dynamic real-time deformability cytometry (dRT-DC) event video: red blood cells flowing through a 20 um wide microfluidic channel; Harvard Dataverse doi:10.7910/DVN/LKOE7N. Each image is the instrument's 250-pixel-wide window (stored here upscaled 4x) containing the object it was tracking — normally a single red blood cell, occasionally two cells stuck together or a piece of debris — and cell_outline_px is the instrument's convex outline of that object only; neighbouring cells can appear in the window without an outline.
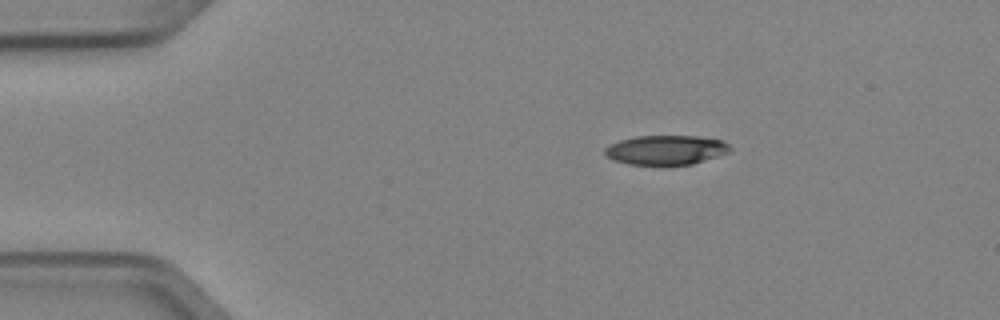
{"species": "Egyptian fruit bat (a non-hibernating species)", "species_latin": "Rousettus aegyptiacus", "temperature_condition": "cold", "stored_images_in_passage": 2, "camera_frame_rate_fps": 3000, "um_per_image_px": 0.085, "animal": {"sex": "female"}, "frame": {"image": 1, "passage_image": 1, "time_ms": 0.0, "image_size_px": [1000, 320], "cell_outline_px": [[732, 148], [728, 152], [692, 164], [628, 164], [616, 160], [608, 156], [604, 152], [604, 148], [608, 144], [620, 140], [636, 136], [696, 136], [724, 140]], "centroid_in_image_um": [56.6, 12.73], "position_along_channel_um": 28.4, "area_um2": 21.21}}